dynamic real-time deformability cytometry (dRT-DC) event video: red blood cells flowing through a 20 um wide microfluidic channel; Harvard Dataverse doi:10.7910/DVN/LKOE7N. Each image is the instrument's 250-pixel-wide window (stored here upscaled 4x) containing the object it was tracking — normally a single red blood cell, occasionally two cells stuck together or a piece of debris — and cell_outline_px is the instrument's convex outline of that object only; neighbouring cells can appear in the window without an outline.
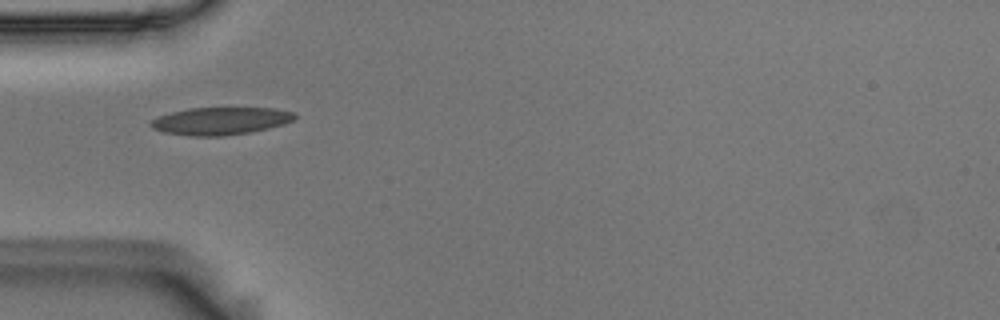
{"species": "Egyptian fruit bat (a non-hibernating species)", "species_latin": "Rousettus aegyptiacus", "temperature_condition": "room temperature", "stored_images_in_passage": 5, "camera_frame_rate_fps": 3000, "um_per_image_px": 0.085, "animal": {"sex": "male"}, "frame": {"image": 1, "passage_image": 5, "time_ms": 1.333, "image_size_px": [1000, 320], "cell_outline_px": [[296, 116], [292, 120], [284, 124], [252, 132], [224, 136], [192, 136], [164, 132], [152, 128], [148, 124], [152, 120], [160, 116], [172, 112], [188, 108], [276, 108], [296, 112]], "centroid_in_image_um": [18.77, 10.28], "position_along_channel_um": 66.2, "area_um2": 23.12}}